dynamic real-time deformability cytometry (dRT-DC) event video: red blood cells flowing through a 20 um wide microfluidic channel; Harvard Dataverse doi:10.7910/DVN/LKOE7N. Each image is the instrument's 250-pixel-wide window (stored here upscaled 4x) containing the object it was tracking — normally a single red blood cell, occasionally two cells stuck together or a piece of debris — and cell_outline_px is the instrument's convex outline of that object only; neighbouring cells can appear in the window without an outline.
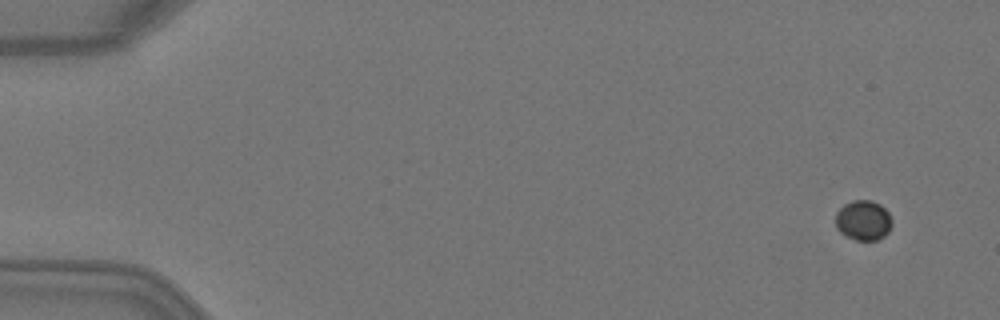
{"species": "Egyptian fruit bat (a non-hibernating species)", "species_latin": "Rousettus aegyptiacus", "temperature_condition": "warm", "stored_images_in_passage": 6, "camera_frame_rate_fps": 3000, "um_per_image_px": 0.085, "animal": {"sex": "female"}, "frame": {"image": 1, "passage_image": 1, "time_ms": 0.0, "image_size_px": [1000, 320], "cell_outline_px": [[892, 224], [888, 232], [884, 236], [876, 240], [856, 240], [844, 236], [836, 228], [836, 212], [844, 204], [852, 200], [872, 200], [880, 204], [888, 212], [892, 220]], "centroid_in_image_um": [73.37, 18.73], "position_along_channel_um": 11.6, "area_um2": 13.29}}
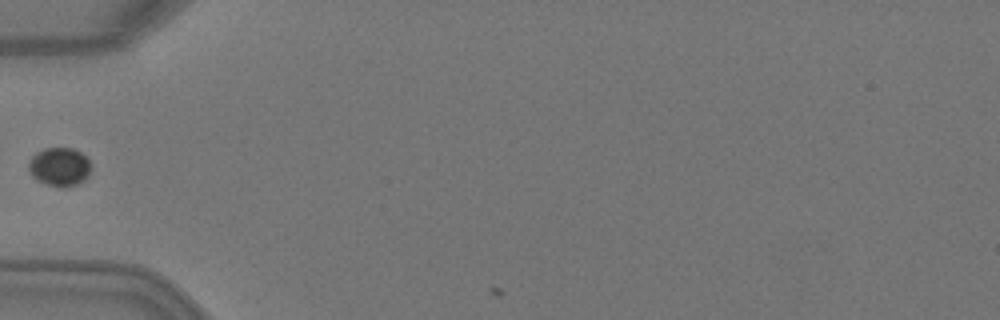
{"frame": {"image": 2, "passage_image": 5, "time_ms": 1.333, "image_size_px": [1000, 320], "cell_outline_px": [[88, 176], [84, 180], [76, 184], [64, 188], [60, 188], [36, 180], [32, 176], [28, 168], [28, 160], [36, 152], [44, 148], [72, 148], [80, 152], [88, 160]], "centroid_in_image_um": [5.0, 14.18], "position_along_channel_um": 80.0, "area_um2": 13.93}}